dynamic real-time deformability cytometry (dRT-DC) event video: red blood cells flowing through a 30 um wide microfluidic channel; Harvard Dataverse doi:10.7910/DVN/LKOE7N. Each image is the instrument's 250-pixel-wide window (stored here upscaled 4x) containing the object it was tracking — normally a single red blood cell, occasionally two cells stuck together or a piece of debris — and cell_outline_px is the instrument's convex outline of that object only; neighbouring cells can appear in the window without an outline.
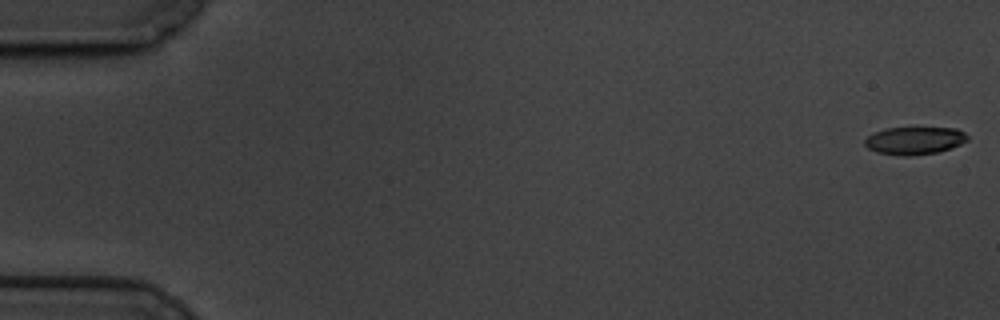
{"species": "common noctule bat (a hibernating species)", "species_latin": "Nyctalus noctula", "temperature_condition": "cold", "stored_images_in_passage": 60, "camera_frame_rate_fps": 3000, "um_per_image_px": 0.085, "animal": {"sex": "male", "body_mass_g": 19.5, "forearm_length_mm": 54.6}, "frame": {"image": 1, "passage_image": 1, "time_ms": 0.0, "image_size_px": [1000, 320], "cell_outline_px": [[968, 140], [960, 144], [936, 152], [908, 156], [904, 156], [876, 152], [868, 148], [864, 144], [864, 140], [868, 136], [884, 128], [956, 128], [964, 132], [968, 136]], "centroid_in_image_um": [77.72, 11.94], "position_along_channel_um": 7.3, "area_um2": 16.36}}
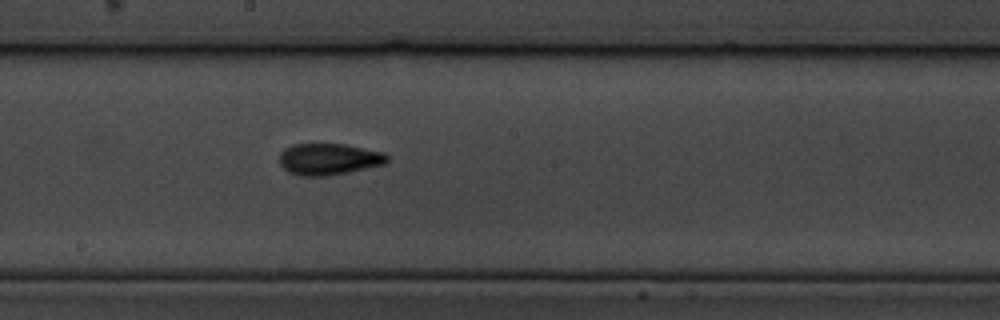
{"frame": {"image": 2, "passage_image": 33, "time_ms": 10.667, "image_size_px": [1000, 320], "cell_outline_px": [[388, 160], [384, 164], [348, 172], [328, 176], [304, 176], [288, 172], [280, 164], [280, 152], [284, 148], [292, 144], [344, 144], [384, 152], [388, 156]], "centroid_in_image_um": [27.93, 13.52], "position_along_channel_um": 220.3, "area_um2": 19.77}}
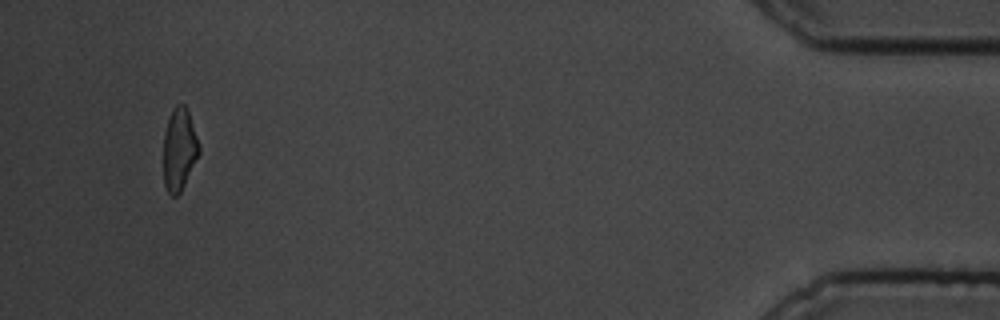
{"frame": {"image": 3, "passage_image": 57, "time_ms": 18.667, "image_size_px": [1000, 320], "cell_outline_px": [[200, 152], [180, 192], [176, 196], [172, 196], [168, 192], [164, 184], [164, 132], [172, 108], [176, 104], [184, 104], [188, 108], [200, 148]], "centroid_in_image_um": [15.23, 12.65], "position_along_channel_um": 420.0, "area_um2": 16.99}, "authors_computed_cell_mechanics": {"area_um2": 18.1781, "velocity_mm_per_s": 3.3933, "shape_relaxation_time_tau1_ms": 4.7169, "shape_relaxation_time_tau2_ms": 1.5376, "deformation_change_tau1": 0.1573, "deformation_change_tau2": 0.0726}}